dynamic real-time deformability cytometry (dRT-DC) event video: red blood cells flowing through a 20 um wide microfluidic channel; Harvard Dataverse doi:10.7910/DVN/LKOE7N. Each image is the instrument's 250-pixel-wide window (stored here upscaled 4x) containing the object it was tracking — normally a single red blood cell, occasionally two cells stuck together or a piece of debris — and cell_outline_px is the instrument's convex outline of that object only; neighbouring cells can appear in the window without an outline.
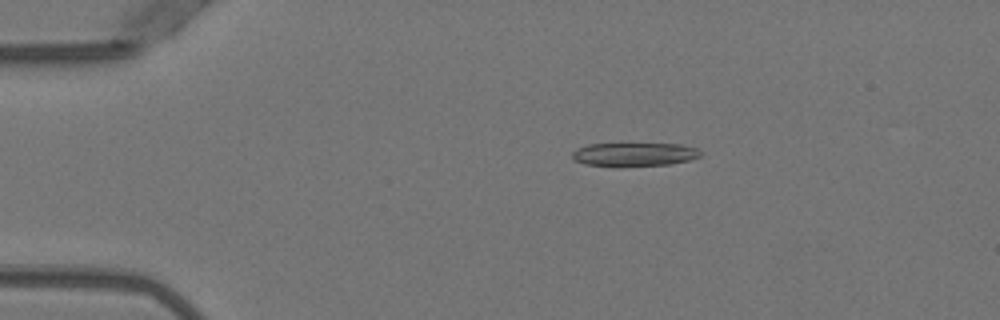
{"species": "Egyptian fruit bat (a non-hibernating species)", "species_latin": "Rousettus aegyptiacus", "temperature_condition": "warm", "stored_images_in_passage": 51, "camera_frame_rate_fps": 3000, "um_per_image_px": 0.085, "animal": {"sex": "female"}, "frame": {"image": 1, "passage_image": 10, "time_ms": 3.0, "image_size_px": [1000, 320], "cell_outline_px": [[700, 156], [688, 160], [668, 164], [616, 168], [584, 164], [572, 160], [572, 152], [576, 148], [588, 144], [680, 144], [696, 148], [700, 152]], "centroid_in_image_um": [53.81, 13.15], "position_along_channel_um": 31.2, "area_um2": 17.98}}
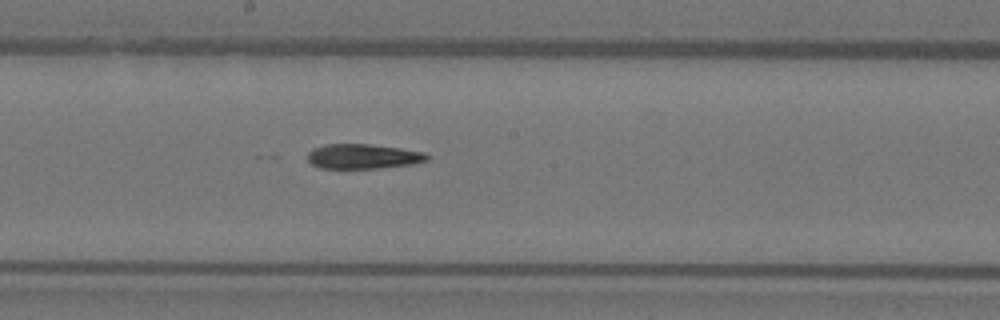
{"frame": {"image": 2, "passage_image": 28, "time_ms": 9.0, "image_size_px": [1000, 320], "cell_outline_px": [[432, 156], [428, 160], [412, 164], [380, 168], [320, 168], [312, 164], [308, 160], [308, 152], [312, 148], [324, 144], [368, 144], [400, 148], [424, 152]], "centroid_in_image_um": [30.87, 13.29], "position_along_channel_um": 217.3, "area_um2": 17.34}}
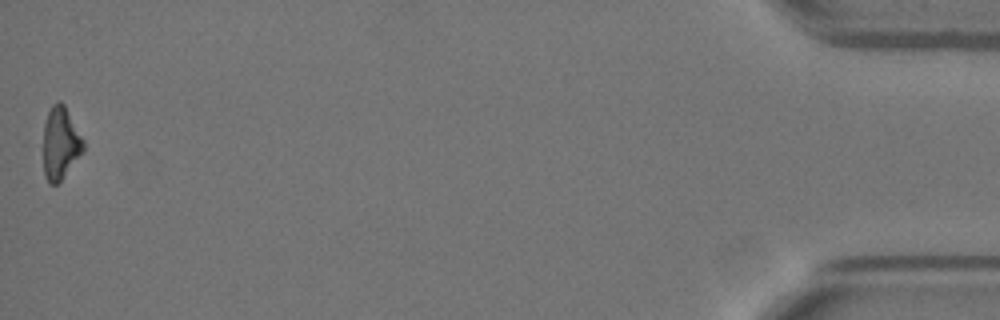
{"frame": {"image": 3, "passage_image": 51, "time_ms": 16.667, "image_size_px": [1000, 320], "cell_outline_px": [[84, 148], [60, 180], [56, 184], [48, 184], [44, 172], [44, 124], [48, 112], [52, 104], [56, 100], [60, 100], [64, 104], [84, 140]], "centroid_in_image_um": [5.12, 12.11], "position_along_channel_um": 430.1, "area_um2": 16.53}, "authors_computed_cell_mechanics": {"area_um2": 18.2648, "velocity_mm_per_s": 3.9961, "shape_relaxation_time_tau1_ms": 9.5312, "shape_relaxation_time_tau2_ms": 6.1359, "deformation_change_tau1": 0.2772, "deformation_change_tau2": 0.1965}}